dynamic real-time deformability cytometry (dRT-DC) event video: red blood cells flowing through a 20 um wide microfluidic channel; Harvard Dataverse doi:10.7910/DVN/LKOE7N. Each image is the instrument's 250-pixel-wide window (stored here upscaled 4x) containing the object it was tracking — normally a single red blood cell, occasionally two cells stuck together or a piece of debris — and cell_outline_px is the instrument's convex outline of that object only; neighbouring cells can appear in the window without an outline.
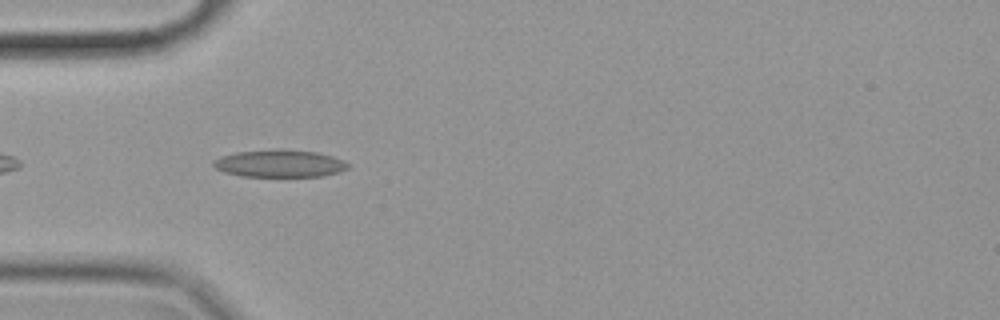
{"species": "common noctule bat (a hibernating species)", "species_latin": "Nyctalus noctula", "temperature_condition": "cold", "stored_images_in_passage": 43, "camera_frame_rate_fps": 3000, "um_per_image_px": 0.085, "animal": {"sex": "female", "body_mass_g": 19.9}, "frame": {"image": 1, "passage_image": 3, "time_ms": 0.667, "image_size_px": [1000, 320], "cell_outline_px": [[348, 168], [340, 172], [324, 176], [240, 176], [224, 172], [216, 168], [212, 164], [212, 160], [220, 156], [236, 152], [316, 152], [332, 156], [344, 160], [348, 164]], "centroid_in_image_um": [23.76, 13.95], "position_along_channel_um": 61.2, "area_um2": 20.52}}
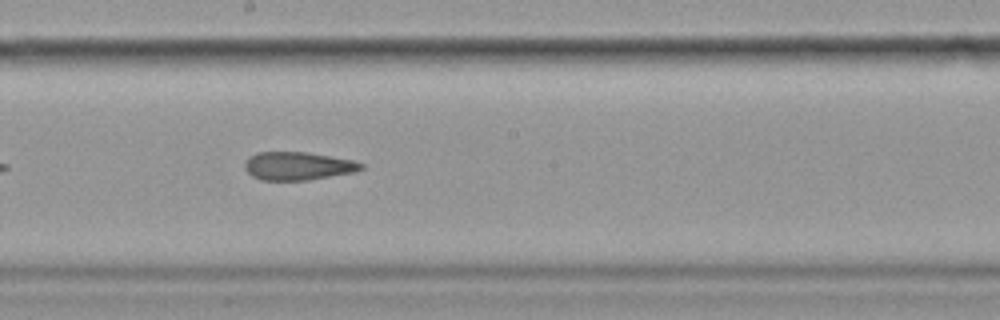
{"frame": {"image": 2, "passage_image": 17, "time_ms": 5.333, "image_size_px": [1000, 320], "cell_outline_px": [[364, 168], [356, 172], [308, 180], [260, 180], [252, 176], [244, 168], [244, 164], [248, 156], [256, 152], [308, 152], [352, 160], [364, 164]], "centroid_in_image_um": [25.31, 14.11], "position_along_channel_um": 222.9, "area_um2": 19.25}}
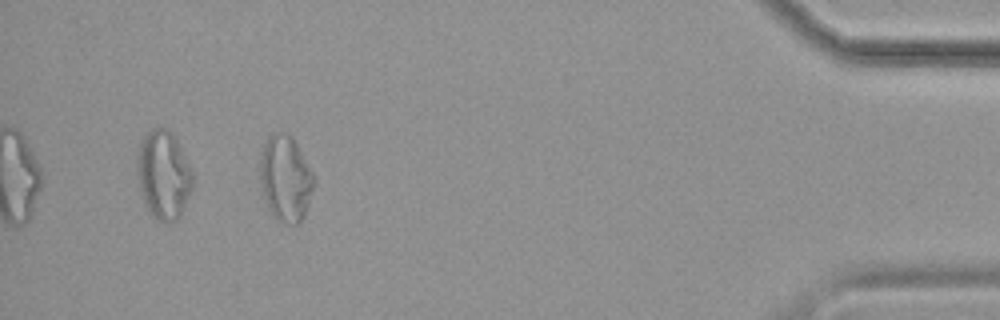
{"frame": {"image": 3, "passage_image": 38, "time_ms": 12.333, "image_size_px": [1000, 320], "cell_outline_px": [[316, 180], [312, 192], [300, 224], [288, 224], [276, 220], [264, 196], [260, 176], [260, 152], [264, 140], [272, 132], [284, 132], [292, 136], [316, 176]], "centroid_in_image_um": [24.28, 15.11], "position_along_channel_um": 410.9, "area_um2": 27.17}, "authors_computed_cell_mechanics": {"area_um2": 20.519, "velocity_mm_per_s": 3.5129, "shape_relaxation_time_tau1_ms": null, "shape_relaxation_time_tau2_ms": 1.914, "deformation_change_tau1": null, "deformation_change_tau2": 0.0978}}